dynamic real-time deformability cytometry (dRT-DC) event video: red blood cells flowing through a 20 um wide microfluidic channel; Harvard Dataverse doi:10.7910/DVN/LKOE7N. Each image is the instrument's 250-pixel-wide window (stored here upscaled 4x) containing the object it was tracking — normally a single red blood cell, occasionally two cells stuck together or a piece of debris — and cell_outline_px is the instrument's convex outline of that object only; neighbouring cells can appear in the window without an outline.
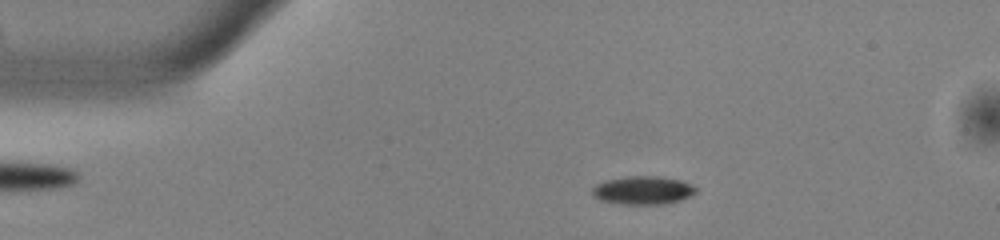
{"species": "common noctule bat (a hibernating species)", "species_latin": "Nyctalus noctula", "temperature_condition": "warm", "stored_images_in_passage": 28, "camera_frame_rate_fps": 3000, "um_per_image_px": 0.085, "animal": {"sex": "male", "body_mass_g": 13.0, "forearm_length_mm": 53.1}, "frame": {"image": 1, "passage_image": 9, "time_ms": 2.667, "image_size_px": [1000, 240], "cell_outline_px": [[696, 192], [680, 200], [664, 204], [620, 204], [600, 200], [592, 196], [592, 188], [596, 184], [604, 180], [624, 176], [660, 176], [680, 180], [692, 184], [696, 188]], "centroid_in_image_um": [54.61, 16.16], "position_along_channel_um": 30.4, "area_um2": 17.22}}
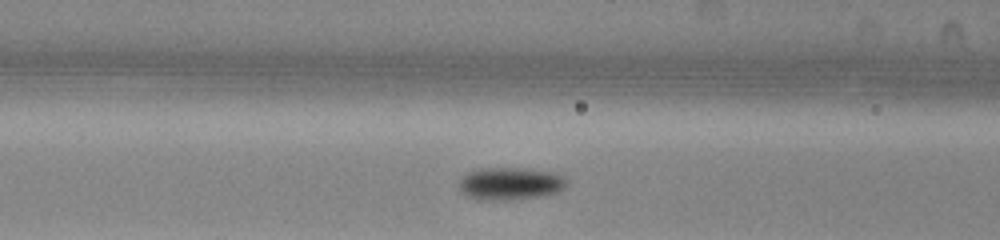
{"frame": {"image": 2, "passage_image": 20, "time_ms": 6.333, "image_size_px": [1000, 240], "cell_outline_px": [[568, 184], [560, 192], [540, 196], [512, 200], [476, 200], [464, 196], [460, 192], [460, 176], [464, 172], [476, 168], [532, 168], [560, 172], [568, 180]], "centroid_in_image_um": [43.38, 15.59], "position_along_channel_um": 123.2, "area_um2": 21.44}}
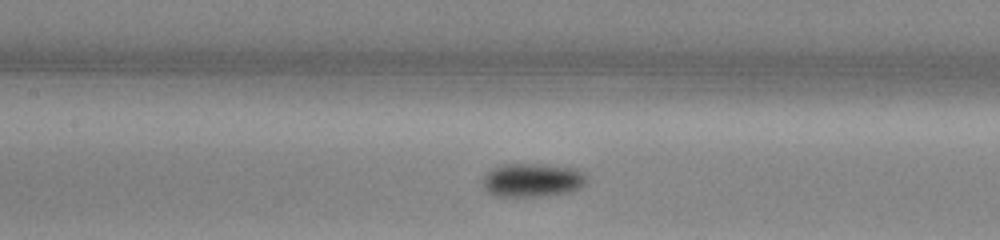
{"frame": {"image": 3, "passage_image": 23, "time_ms": 7.333, "image_size_px": [1000, 240], "cell_outline_px": [[588, 176], [584, 184], [580, 188], [572, 192], [556, 196], [492, 196], [484, 192], [480, 188], [480, 176], [488, 168], [496, 164], [512, 160], [528, 160], [556, 164], [580, 168]], "centroid_in_image_um": [45.15, 15.23], "position_along_channel_um": 162.3, "area_um2": 23.06}}